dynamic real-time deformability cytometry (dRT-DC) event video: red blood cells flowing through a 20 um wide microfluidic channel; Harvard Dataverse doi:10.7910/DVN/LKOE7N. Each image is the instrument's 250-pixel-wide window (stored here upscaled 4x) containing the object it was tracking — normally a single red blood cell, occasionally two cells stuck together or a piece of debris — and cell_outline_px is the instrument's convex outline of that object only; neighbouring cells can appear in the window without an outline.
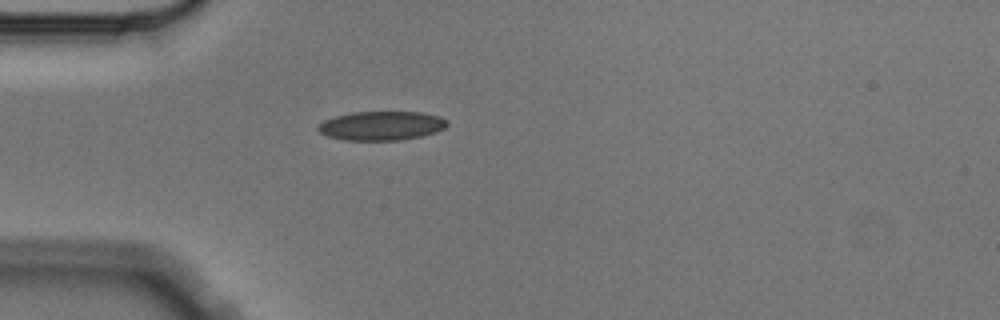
{"species": "Egyptian fruit bat (a non-hibernating species)", "species_latin": "Rousettus aegyptiacus", "temperature_condition": "cold", "stored_images_in_passage": 2, "segment_of_instrument_passage": [1, 2], "camera_frame_rate_fps": 3000, "um_per_image_px": 0.085, "animal": {"sex": "male"}, "frame": {"image": 1, "passage_image": 1, "time_ms": 0.0, "image_size_px": [1000, 320], "cell_outline_px": [[448, 124], [444, 128], [436, 132], [420, 136], [400, 140], [344, 140], [328, 136], [320, 132], [316, 128], [324, 120], [336, 116], [352, 112], [420, 112], [440, 116], [448, 120]], "centroid_in_image_um": [32.44, 10.68], "position_along_channel_um": 52.6, "area_um2": 21.79}}